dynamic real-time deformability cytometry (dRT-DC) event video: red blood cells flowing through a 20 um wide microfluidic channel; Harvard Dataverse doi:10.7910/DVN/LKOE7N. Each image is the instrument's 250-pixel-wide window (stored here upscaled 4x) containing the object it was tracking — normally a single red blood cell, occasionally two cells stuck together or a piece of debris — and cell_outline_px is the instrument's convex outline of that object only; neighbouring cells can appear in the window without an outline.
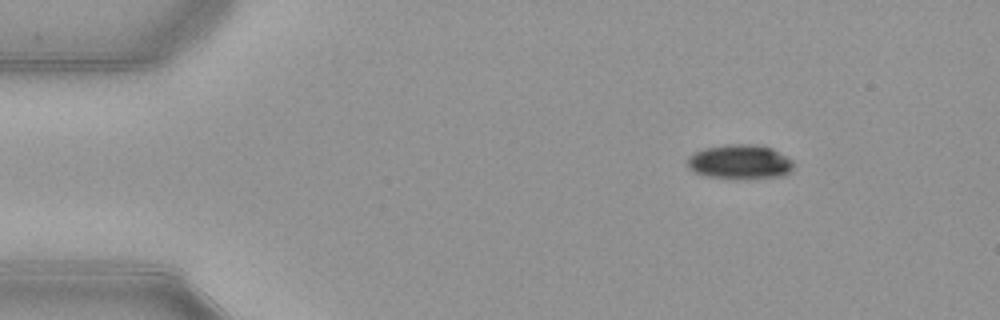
{"species": "common noctule bat (a hibernating species)", "species_latin": "Nyctalus noctula", "temperature_condition": "warm", "stored_images_in_passage": 46, "camera_frame_rate_fps": 3000, "um_per_image_px": 0.085, "animal": {"sex": "female", "body_mass_g": 21.9}, "frame": {"image": 1, "passage_image": 1, "time_ms": 0.0, "image_size_px": [1000, 320], "cell_outline_px": [[796, 164], [792, 172], [784, 176], [736, 180], [708, 176], [696, 172], [688, 168], [688, 156], [692, 152], [704, 148], [728, 144], [756, 144], [772, 148], [788, 156]], "centroid_in_image_um": [62.95, 13.77], "position_along_channel_um": 22.1, "area_um2": 21.96}}
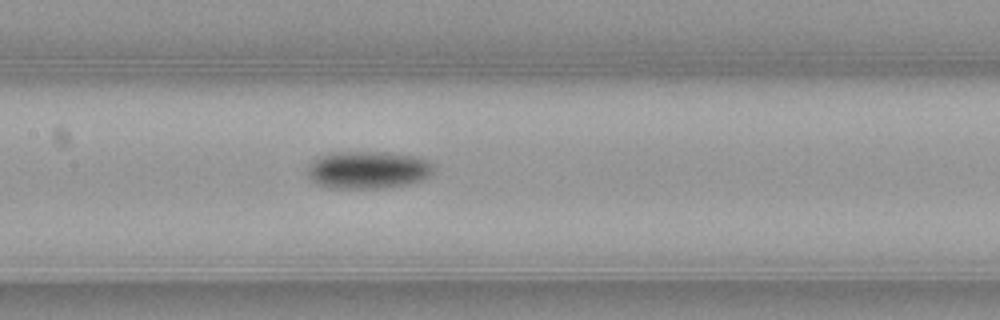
{"frame": {"image": 2, "passage_image": 19, "time_ms": 6.0, "image_size_px": [1000, 320], "cell_outline_px": [[436, 168], [424, 180], [408, 184], [384, 188], [324, 188], [316, 184], [304, 172], [308, 164], [312, 160], [320, 156], [332, 152], [388, 152], [420, 156], [436, 164]], "centroid_in_image_um": [31.28, 14.44], "position_along_channel_um": 176.1, "area_um2": 28.44}}
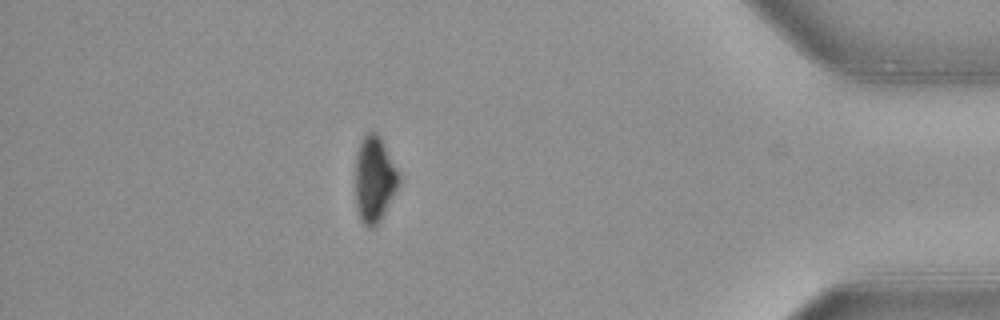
{"frame": {"image": 3, "passage_image": 40, "time_ms": 13.0, "image_size_px": [1000, 320], "cell_outline_px": [[400, 184], [380, 220], [372, 228], [368, 228], [360, 220], [356, 208], [356, 156], [360, 144], [364, 136], [368, 132], [376, 132], [380, 136], [400, 176]], "centroid_in_image_um": [31.82, 15.26], "position_along_channel_um": 403.4, "area_um2": 21.56}, "authors_computed_cell_mechanics": {"area_um2": 24.5361, "velocity_mm_per_s": 3.9263, "shape_relaxation_time_tau1_ms": 3.3953, "shape_relaxation_time_tau2_ms": null, "deformation_change_tau1": 0.1157, "deformation_change_tau2": null}}